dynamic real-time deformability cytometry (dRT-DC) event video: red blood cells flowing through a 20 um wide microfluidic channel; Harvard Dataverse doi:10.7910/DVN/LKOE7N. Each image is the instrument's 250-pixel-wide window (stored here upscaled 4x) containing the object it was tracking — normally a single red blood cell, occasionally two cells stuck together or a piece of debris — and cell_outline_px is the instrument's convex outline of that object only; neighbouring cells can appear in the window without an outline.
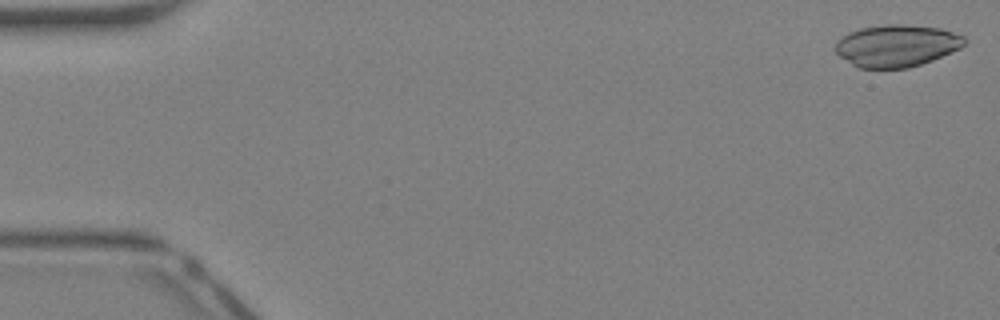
{"species": "Egyptian fruit bat (a non-hibernating species)", "species_latin": "Rousettus aegyptiacus", "temperature_condition": "warm", "stored_images_in_passage": 13, "camera_frame_rate_fps": 3000, "um_per_image_px": 0.085, "animal": {"sex": "female"}, "frame": {"image": 1, "passage_image": 1, "time_ms": 0.0, "image_size_px": [1000, 320], "cell_outline_px": [[968, 40], [960, 48], [932, 60], [908, 68], [860, 68], [852, 64], [840, 56], [836, 52], [836, 40], [848, 32], [860, 28], [888, 24], [904, 24], [940, 28], [964, 36]], "centroid_in_image_um": [76.21, 3.87], "position_along_channel_um": 8.8, "area_um2": 31.56}}